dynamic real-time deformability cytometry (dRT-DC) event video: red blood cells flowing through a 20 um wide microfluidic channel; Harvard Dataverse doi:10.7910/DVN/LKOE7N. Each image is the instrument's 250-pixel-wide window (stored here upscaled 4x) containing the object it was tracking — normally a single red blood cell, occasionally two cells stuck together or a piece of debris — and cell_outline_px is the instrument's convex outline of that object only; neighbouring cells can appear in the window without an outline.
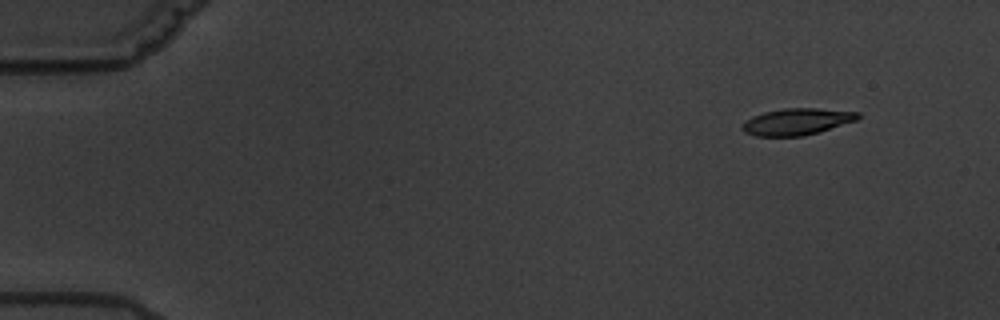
{"species": "common noctule bat (a hibernating species)", "species_latin": "Nyctalus noctula", "temperature_condition": "warm", "stored_images_in_passage": 4, "camera_frame_rate_fps": 3000, "um_per_image_px": 0.085, "animal": {"sex": "male", "body_mass_g": 19.5, "forearm_length_mm": 54.6}, "frame": {"image": 1, "passage_image": 1, "time_ms": 0.0, "image_size_px": [1000, 320], "cell_outline_px": [[860, 116], [856, 120], [820, 132], [804, 136], [756, 136], [744, 132], [740, 128], [744, 120], [752, 116], [764, 112], [784, 108], [816, 108], [860, 112]], "centroid_in_image_um": [67.7, 10.34], "position_along_channel_um": 17.3, "area_um2": 18.09}}
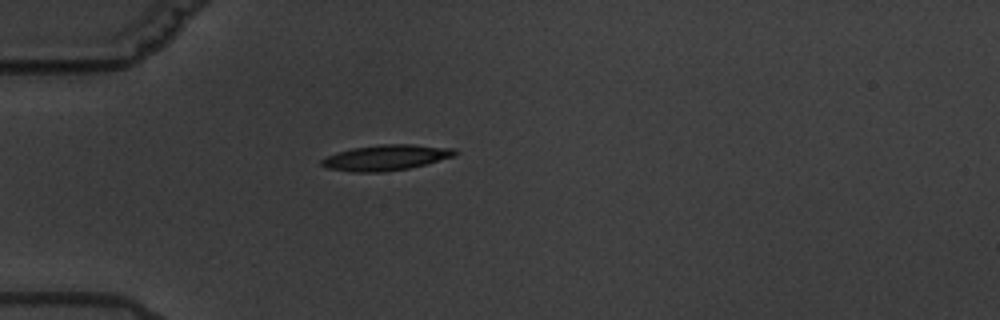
{"frame": {"image": 2, "passage_image": 4, "time_ms": 4.0, "image_size_px": [1000, 320], "cell_outline_px": [[460, 152], [452, 156], [424, 164], [408, 168], [384, 172], [352, 172], [328, 168], [320, 164], [320, 160], [336, 152], [352, 148], [380, 144], [412, 144], [456, 148]], "centroid_in_image_um": [32.8, 13.38], "position_along_channel_um": 52.2, "area_um2": 19.83}}